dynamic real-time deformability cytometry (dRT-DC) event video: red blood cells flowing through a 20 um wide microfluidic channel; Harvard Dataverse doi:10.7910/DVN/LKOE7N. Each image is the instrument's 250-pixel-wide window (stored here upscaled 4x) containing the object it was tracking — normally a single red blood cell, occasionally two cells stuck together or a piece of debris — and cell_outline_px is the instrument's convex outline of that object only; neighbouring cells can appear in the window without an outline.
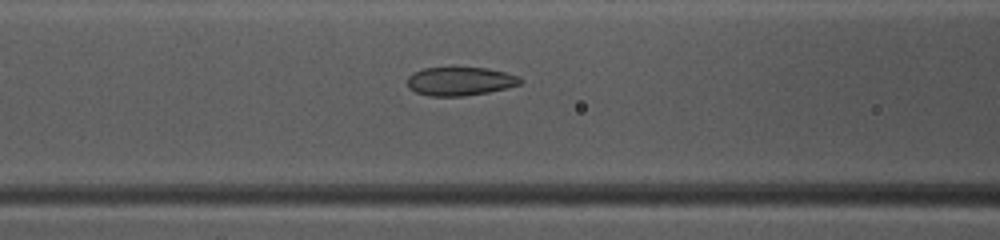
{"species": "common noctule bat (a hibernating species)", "species_latin": "Nyctalus noctula", "temperature_condition": "warm", "stored_images_in_passage": 49, "camera_frame_rate_fps": 3000, "um_per_image_px": 0.085, "animal": {"sex": "female", "body_mass_g": 10.0, "forearm_length_mm": 53.1}, "frame": {"image": 1, "passage_image": 21, "time_ms": 6.667, "image_size_px": [1000, 240], "cell_outline_px": [[524, 80], [520, 84], [508, 88], [488, 92], [464, 96], [428, 96], [416, 92], [408, 88], [408, 76], [412, 72], [424, 68], [488, 68], [520, 76]], "centroid_in_image_um": [39.12, 6.91], "position_along_channel_um": 127.5, "area_um2": 18.9}}
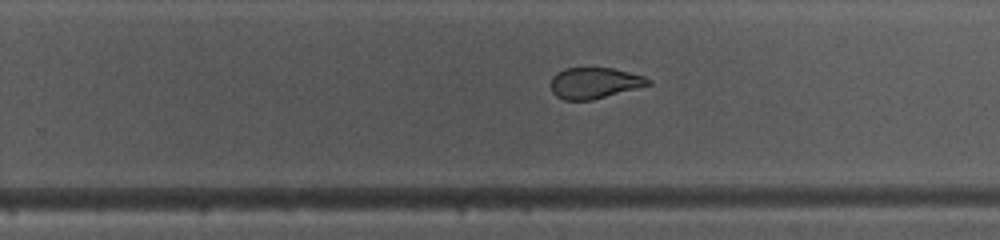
{"frame": {"image": 2, "passage_image": 32, "time_ms": 10.333, "image_size_px": [1000, 240], "cell_outline_px": [[652, 84], [592, 100], [564, 100], [556, 96], [552, 92], [552, 76], [556, 72], [564, 68], [612, 68], [644, 76], [652, 80]], "centroid_in_image_um": [50.53, 7.05], "position_along_channel_um": 279.3, "area_um2": 17.57}}
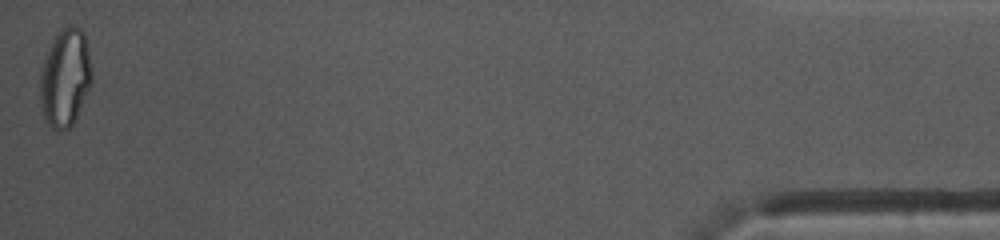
{"frame": {"image": 3, "passage_image": 49, "time_ms": 16.0, "image_size_px": [1000, 240], "cell_outline_px": [[92, 84], [76, 120], [68, 128], [60, 132], [56, 132], [48, 124], [44, 116], [40, 104], [40, 72], [48, 48], [56, 32], [60, 28], [68, 24], [72, 24], [80, 28], [84, 32], [92, 72]], "centroid_in_image_um": [5.54, 6.61], "position_along_channel_um": 429.7, "area_um2": 30.11}, "authors_computed_cell_mechanics": {"area_um2": 20.7502, "velocity_mm_per_s": 4.1367, "shape_relaxation_time_tau1_ms": null, "shape_relaxation_time_tau2_ms": 1.1693, "deformation_change_tau1": null, "deformation_change_tau2": 0.067}}